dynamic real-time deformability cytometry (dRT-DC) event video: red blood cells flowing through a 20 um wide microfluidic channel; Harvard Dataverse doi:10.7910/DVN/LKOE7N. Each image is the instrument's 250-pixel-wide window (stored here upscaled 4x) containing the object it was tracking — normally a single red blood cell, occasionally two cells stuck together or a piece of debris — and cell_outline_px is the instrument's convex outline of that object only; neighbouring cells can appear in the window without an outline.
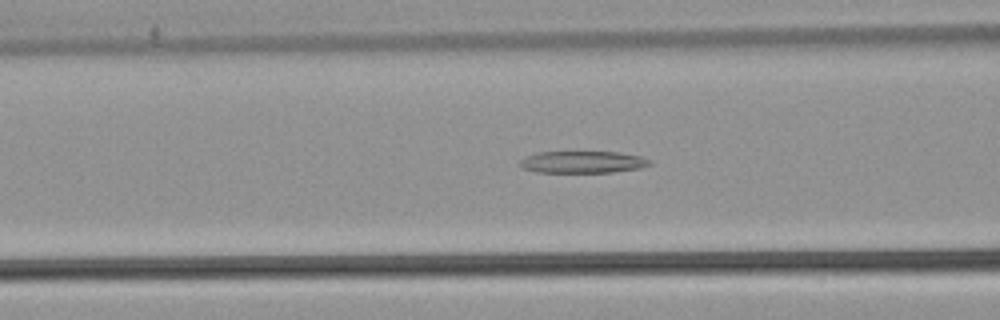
{"species": "common noctule bat (a hibernating species)", "species_latin": "Nyctalus noctula", "temperature_condition": "warm", "stored_images_in_passage": 53, "camera_frame_rate_fps": 3000, "um_per_image_px": 0.085, "animal": {"sex": "male", "body_mass_g": 21.5, "forearm_length_mm": 52.0}, "frame": {"image": 1, "passage_image": 21, "time_ms": 6.667, "image_size_px": [1000, 320], "cell_outline_px": [[652, 164], [640, 168], [612, 172], [536, 172], [520, 168], [520, 160], [524, 156], [536, 152], [616, 152], [640, 156], [652, 160]], "centroid_in_image_um": [49.49, 13.77], "position_along_channel_um": 117.1, "area_um2": 16.7}}
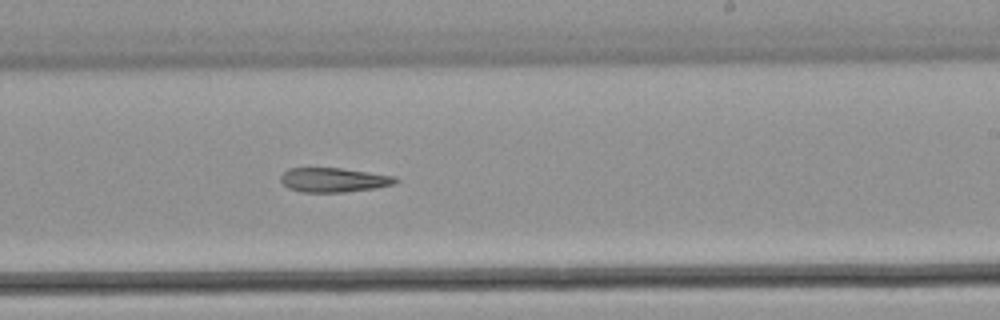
{"frame": {"image": 2, "passage_image": 32, "time_ms": 10.333, "image_size_px": [1000, 320], "cell_outline_px": [[400, 180], [396, 184], [376, 188], [344, 192], [300, 192], [288, 188], [280, 180], [280, 176], [288, 168], [340, 168], [396, 176]], "centroid_in_image_um": [28.39, 15.3], "position_along_channel_um": 260.6, "area_um2": 16.42}}
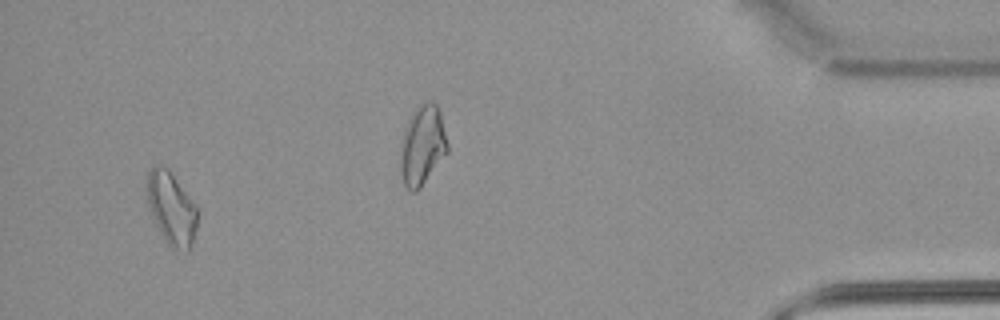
{"frame": {"image": 3, "passage_image": 50, "time_ms": 16.333, "image_size_px": [1000, 320], "cell_outline_px": [[196, 228], [188, 252], [176, 252], [168, 244], [160, 232], [152, 216], [148, 200], [148, 168], [168, 168], [196, 204]], "centroid_in_image_um": [14.59, 17.76], "position_along_channel_um": 420.6, "area_um2": 20.87}}